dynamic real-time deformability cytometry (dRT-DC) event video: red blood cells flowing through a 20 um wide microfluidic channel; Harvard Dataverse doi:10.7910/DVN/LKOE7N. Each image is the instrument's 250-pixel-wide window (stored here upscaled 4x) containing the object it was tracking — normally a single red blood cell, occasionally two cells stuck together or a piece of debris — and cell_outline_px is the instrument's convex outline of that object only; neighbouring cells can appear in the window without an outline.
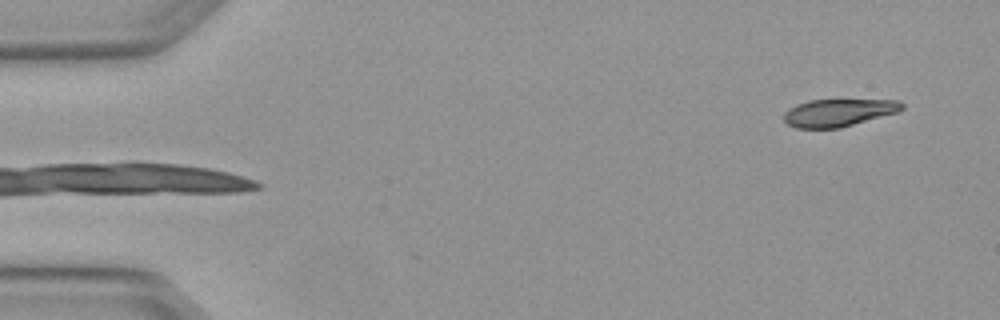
{"species": "Egyptian fruit bat (a non-hibernating species)", "species_latin": "Rousettus aegyptiacus", "temperature_condition": "warm", "stored_images_in_passage": 3, "camera_frame_rate_fps": 3000, "um_per_image_px": 0.085, "animal": {"sex": "female"}, "frame": {"image": 1, "passage_image": 3, "time_ms": 0.667, "image_size_px": [1000, 320], "cell_outline_px": [[904, 108], [900, 112], [840, 128], [796, 128], [788, 124], [784, 120], [784, 112], [788, 108], [796, 104], [808, 100], [900, 100], [904, 104]], "centroid_in_image_um": [71.3, 9.57], "position_along_channel_um": 13.7, "area_um2": 19.13}}